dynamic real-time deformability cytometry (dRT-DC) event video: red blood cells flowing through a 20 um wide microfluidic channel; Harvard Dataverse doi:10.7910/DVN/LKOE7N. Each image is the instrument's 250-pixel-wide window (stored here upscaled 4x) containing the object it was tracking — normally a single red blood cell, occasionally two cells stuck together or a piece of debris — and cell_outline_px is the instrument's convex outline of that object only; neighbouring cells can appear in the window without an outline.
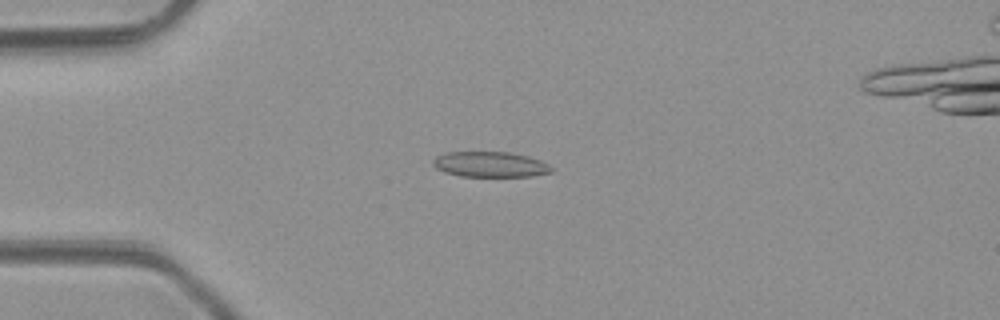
{"species": "common noctule bat (a hibernating species)", "species_latin": "Nyctalus noctula", "temperature_condition": "room temperature", "stored_images_in_passage": 2, "camera_frame_rate_fps": 3000, "um_per_image_px": 0.085, "animal": {"sex": "male", "body_mass_g": 23.1, "forearm_length_mm": 52.7}, "frame": {"image": 1, "passage_image": 1, "time_ms": 0.0, "image_size_px": [1000, 320], "cell_outline_px": [[552, 172], [532, 176], [460, 176], [444, 172], [436, 168], [432, 164], [432, 160], [436, 156], [444, 152], [508, 152], [528, 156], [540, 160], [548, 164], [552, 168]], "centroid_in_image_um": [41.63, 13.97], "position_along_channel_um": 43.4, "area_um2": 17.57}}